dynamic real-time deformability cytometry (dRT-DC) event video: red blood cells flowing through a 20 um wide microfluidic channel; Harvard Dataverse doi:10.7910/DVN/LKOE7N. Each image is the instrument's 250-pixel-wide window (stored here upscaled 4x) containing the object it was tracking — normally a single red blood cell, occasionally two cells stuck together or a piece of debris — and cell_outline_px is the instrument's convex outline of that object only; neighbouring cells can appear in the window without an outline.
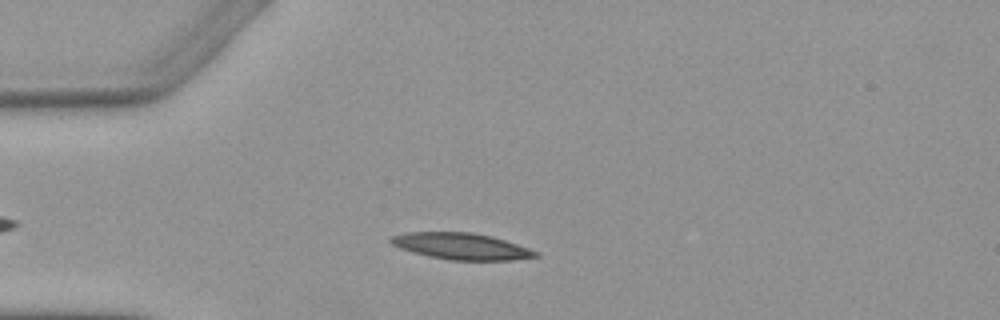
{"species": "Egyptian fruit bat (a non-hibernating species)", "species_latin": "Rousettus aegyptiacus", "temperature_condition": "warm", "stored_images_in_passage": 4, "camera_frame_rate_fps": 3000, "um_per_image_px": 0.085, "animal": {"sex": "female"}, "frame": {"image": 1, "passage_image": 3, "time_ms": 2.333, "image_size_px": [1000, 320], "cell_outline_px": [[540, 256], [512, 260], [452, 260], [428, 256], [400, 248], [392, 244], [388, 240], [392, 236], [408, 232], [472, 232], [492, 236], [540, 252]], "centroid_in_image_um": [39.23, 20.93], "position_along_channel_um": 45.8, "area_um2": 22.2}}
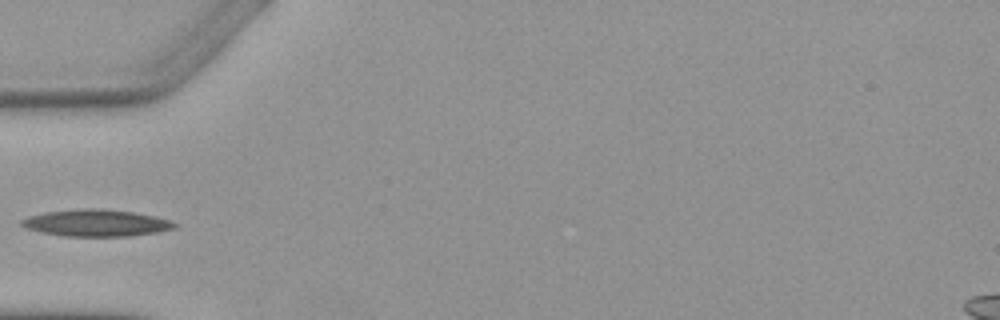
{"frame": {"image": 2, "passage_image": 4, "time_ms": 3.667, "image_size_px": [1000, 320], "cell_outline_px": [[176, 228], [156, 232], [132, 236], [64, 236], [40, 232], [24, 228], [20, 224], [20, 220], [28, 216], [44, 212], [84, 208], [100, 208], [136, 212], [156, 216], [168, 220], [176, 224]], "centroid_in_image_um": [8.14, 18.94], "position_along_channel_um": 76.9, "area_um2": 24.1}}